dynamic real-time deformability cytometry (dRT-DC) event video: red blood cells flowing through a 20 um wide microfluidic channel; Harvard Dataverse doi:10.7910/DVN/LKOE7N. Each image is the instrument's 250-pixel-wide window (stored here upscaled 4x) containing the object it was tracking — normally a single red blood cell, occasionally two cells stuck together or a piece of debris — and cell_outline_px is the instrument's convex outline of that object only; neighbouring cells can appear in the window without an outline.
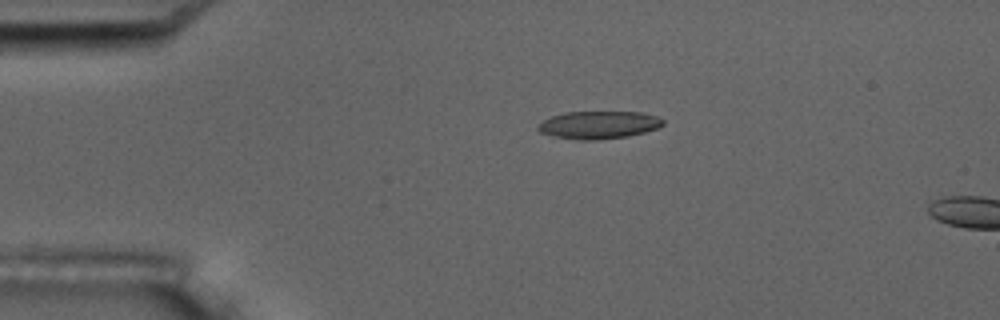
{"species": "common noctule bat (a hibernating species)", "species_latin": "Nyctalus noctula", "temperature_condition": "room temperature", "stored_images_in_passage": 2, "camera_frame_rate_fps": 3000, "um_per_image_px": 0.085, "animal": {"sex": "male", "body_mass_g": 17.5, "forearm_length_mm": 52.3}, "frame": {"image": 1, "passage_image": 1, "time_ms": 0.0, "image_size_px": [1000, 320], "cell_outline_px": [[664, 124], [656, 128], [644, 132], [628, 136], [596, 140], [580, 140], [556, 136], [540, 132], [536, 128], [536, 124], [552, 116], [564, 112], [640, 112], [656, 116], [664, 120]], "centroid_in_image_um": [50.87, 10.61], "position_along_channel_um": 34.1, "area_um2": 20.06}}